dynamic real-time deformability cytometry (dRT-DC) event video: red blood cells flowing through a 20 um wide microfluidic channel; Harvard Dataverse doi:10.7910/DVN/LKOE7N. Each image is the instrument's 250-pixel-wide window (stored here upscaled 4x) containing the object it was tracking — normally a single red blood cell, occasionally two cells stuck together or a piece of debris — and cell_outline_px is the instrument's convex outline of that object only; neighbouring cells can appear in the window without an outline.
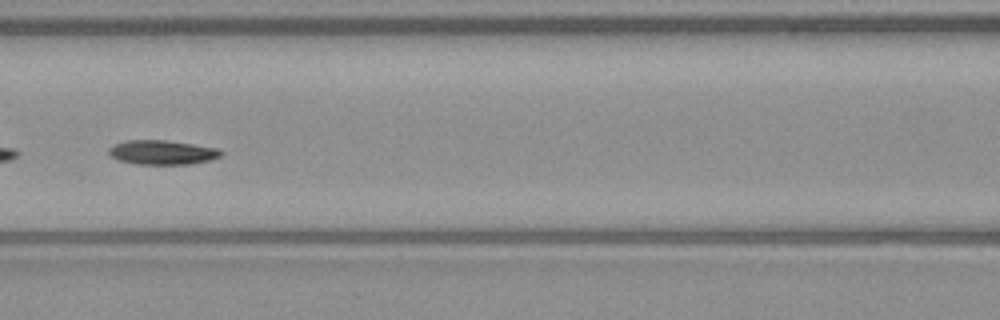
{"species": "common noctule bat (a hibernating species)", "species_latin": "Nyctalus noctula", "temperature_condition": "warm", "stored_images_in_passage": 14, "camera_frame_rate_fps": 3000, "um_per_image_px": 0.085, "animal": {"sex": "male", "body_mass_g": 23.1, "forearm_length_mm": 52.7}, "frame": {"image": 1, "passage_image": 8, "time_ms": 2.333, "image_size_px": [1000, 320], "cell_outline_px": [[224, 152], [220, 156], [212, 160], [188, 164], [136, 164], [120, 160], [108, 156], [108, 148], [116, 144], [128, 140], [164, 140], [220, 148]], "centroid_in_image_um": [13.81, 12.95], "position_along_channel_um": 152.8, "area_um2": 15.95}}